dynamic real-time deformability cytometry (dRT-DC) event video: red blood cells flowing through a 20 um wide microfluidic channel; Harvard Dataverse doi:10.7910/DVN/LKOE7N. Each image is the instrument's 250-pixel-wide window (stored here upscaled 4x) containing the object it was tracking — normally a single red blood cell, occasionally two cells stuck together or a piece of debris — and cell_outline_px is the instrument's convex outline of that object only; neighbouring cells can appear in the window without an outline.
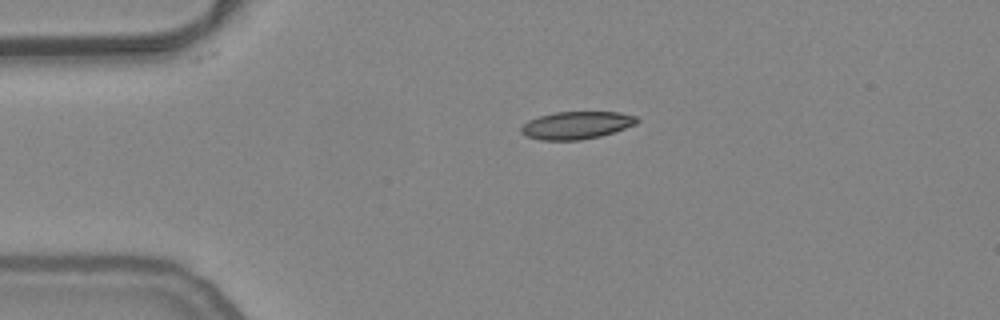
{"species": "common noctule bat (a hibernating species)", "species_latin": "Nyctalus noctula", "temperature_condition": "warm", "stored_images_in_passage": 43, "camera_frame_rate_fps": 3000, "um_per_image_px": 0.085, "animal": {"sex": "female", "body_mass_g": 24.6, "forearm_length_mm": 56.2}, "frame": {"image": 1, "passage_image": 1, "time_ms": 0.0, "image_size_px": [1000, 320], "cell_outline_px": [[640, 120], [636, 124], [600, 136], [580, 140], [540, 140], [528, 136], [520, 132], [520, 128], [528, 120], [540, 116], [556, 112], [620, 112], [636, 116]], "centroid_in_image_um": [49.0, 10.64], "position_along_channel_um": 36.0, "area_um2": 18.5}}
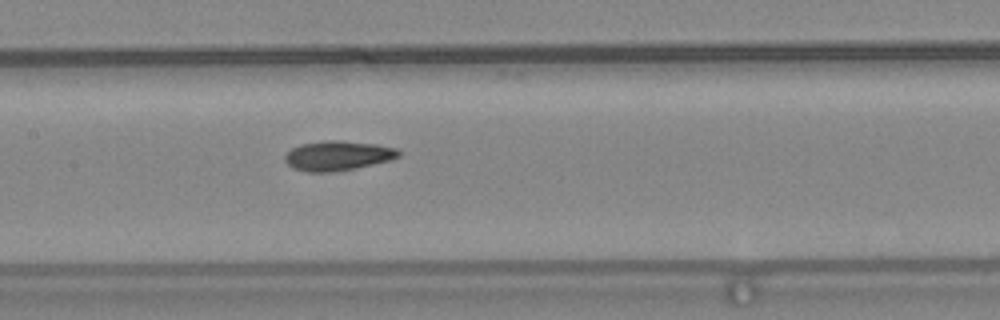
{"frame": {"image": 2, "passage_image": 15, "time_ms": 4.667, "image_size_px": [1000, 320], "cell_outline_px": [[400, 156], [392, 160], [356, 168], [332, 172], [308, 172], [292, 168], [284, 160], [284, 156], [292, 148], [300, 144], [328, 140], [336, 140], [376, 144], [396, 148], [400, 152]], "centroid_in_image_um": [28.71, 13.24], "position_along_channel_um": 178.7, "area_um2": 19.71}}
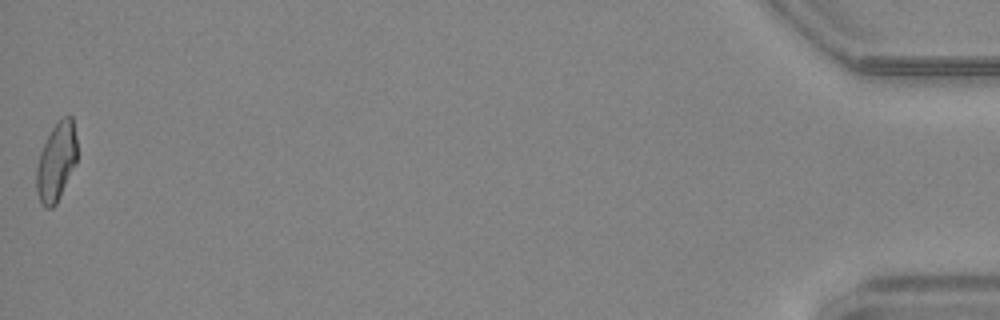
{"frame": {"image": 3, "passage_image": 43, "time_ms": 14.0, "image_size_px": [1000, 320], "cell_outline_px": [[76, 164], [56, 204], [52, 208], [44, 208], [36, 192], [36, 168], [40, 152], [52, 128], [60, 116], [72, 116], [76, 136]], "centroid_in_image_um": [4.78, 13.75], "position_along_channel_um": 430.4, "area_um2": 18.61}, "authors_computed_cell_mechanics": {"area_um2": 19.0162, "velocity_mm_per_s": 3.8046, "shape_relaxation_time_tau1_ms": null, "shape_relaxation_time_tau2_ms": 2.5049, "deformation_change_tau1": null, "deformation_change_tau2": 0.0989}}